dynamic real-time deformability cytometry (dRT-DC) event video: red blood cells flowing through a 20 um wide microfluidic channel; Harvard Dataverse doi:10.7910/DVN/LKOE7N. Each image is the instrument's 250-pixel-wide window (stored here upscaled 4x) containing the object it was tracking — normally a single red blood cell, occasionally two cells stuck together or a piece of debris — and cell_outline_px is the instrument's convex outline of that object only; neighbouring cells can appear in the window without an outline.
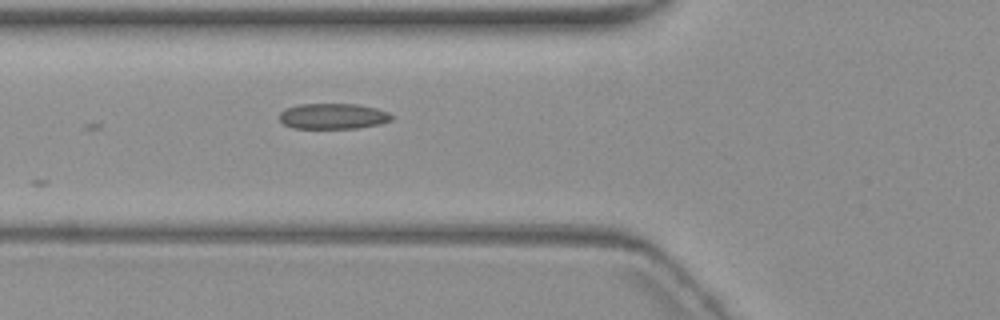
{"species": "common noctule bat (a hibernating species)", "species_latin": "Nyctalus noctula", "temperature_condition": "warm", "stored_images_in_passage": 4, "camera_frame_rate_fps": 3000, "um_per_image_px": 0.085, "animal": {"sex": "female", "body_mass_g": 19.3, "forearm_length_mm": 54.1}, "frame": {"image": 1, "passage_image": 4, "time_ms": 3.667, "image_size_px": [1000, 320], "cell_outline_px": [[392, 120], [380, 124], [356, 128], [292, 128], [284, 124], [280, 120], [280, 112], [288, 108], [300, 104], [356, 104], [376, 108], [388, 112], [392, 116]], "centroid_in_image_um": [28.32, 9.88], "position_along_channel_um": 97.5, "area_um2": 16.65}}